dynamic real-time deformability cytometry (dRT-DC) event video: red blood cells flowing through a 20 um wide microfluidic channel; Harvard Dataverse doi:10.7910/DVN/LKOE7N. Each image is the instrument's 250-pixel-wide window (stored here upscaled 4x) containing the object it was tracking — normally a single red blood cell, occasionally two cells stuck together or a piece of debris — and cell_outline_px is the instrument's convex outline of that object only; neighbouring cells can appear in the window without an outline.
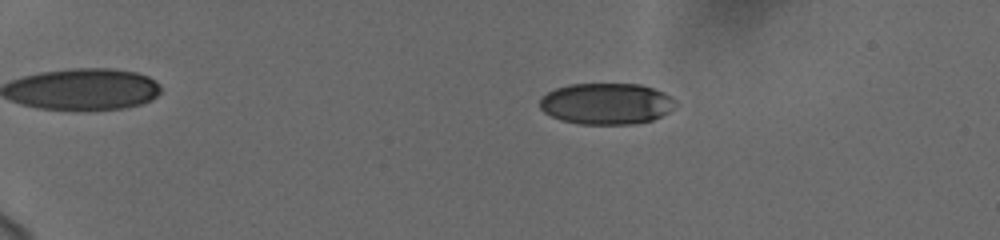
{"species": "human", "species_latin": "Homo sapiens", "temperature_condition": "cold", "stored_images_in_passage": 58, "camera_frame_rate_fps": 3000, "um_per_image_px": 0.085, "donor": {"sex": "female"}, "frame": {"image": 1, "passage_image": 13, "time_ms": 4.0, "image_size_px": [1000, 240], "cell_outline_px": [[676, 104], [668, 112], [652, 120], [632, 124], [580, 124], [560, 120], [544, 112], [540, 108], [540, 96], [556, 88], [572, 84], [640, 84], [664, 92], [676, 100]], "centroid_in_image_um": [51.53, 8.81], "position_along_channel_um": 33.5, "area_um2": 32.66}}
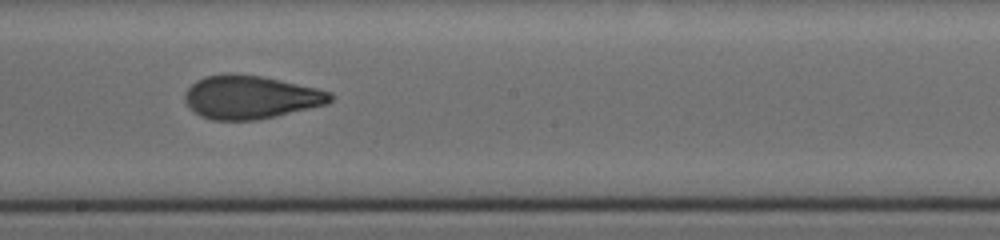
{"frame": {"image": 2, "passage_image": 36, "time_ms": 11.667, "image_size_px": [1000, 240], "cell_outline_px": [[332, 100], [328, 104], [276, 116], [256, 120], [212, 120], [200, 116], [188, 108], [184, 100], [184, 92], [196, 80], [204, 76], [224, 72], [232, 72], [260, 76], [280, 80], [316, 88], [332, 92]], "centroid_in_image_um": [21.25, 8.25], "position_along_channel_um": 227.0, "area_um2": 37.11}}
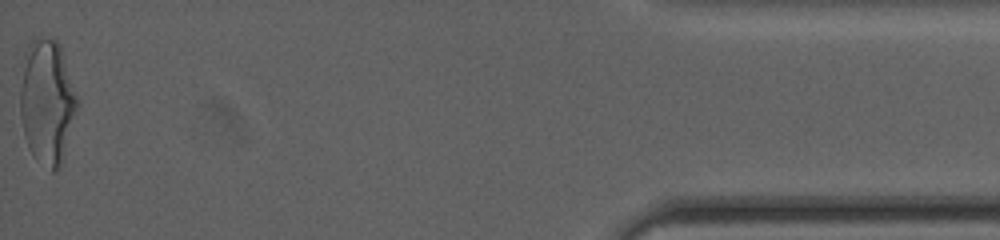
{"frame": {"image": 3, "passage_image": 58, "time_ms": 19.0, "image_size_px": [1000, 240], "cell_outline_px": [[80, 104], [60, 164], [56, 172], [52, 172], [36, 160], [28, 148], [24, 136], [20, 116], [20, 88], [24, 52], [28, 44], [36, 36], [40, 36], [56, 40], [60, 44]], "centroid_in_image_um": [3.99, 8.62], "position_along_channel_um": 431.2, "area_um2": 41.96}, "authors_computed_cell_mechanics": {"area_um2": 35.9516, "velocity_mm_per_s": 3.7438, "shape_relaxation_time_tau1_ms": 5.9067, "shape_relaxation_time_tau2_ms": 1.1473, "deformation_change_tau1": 0.1965, "deformation_change_tau2": 0.0809}}